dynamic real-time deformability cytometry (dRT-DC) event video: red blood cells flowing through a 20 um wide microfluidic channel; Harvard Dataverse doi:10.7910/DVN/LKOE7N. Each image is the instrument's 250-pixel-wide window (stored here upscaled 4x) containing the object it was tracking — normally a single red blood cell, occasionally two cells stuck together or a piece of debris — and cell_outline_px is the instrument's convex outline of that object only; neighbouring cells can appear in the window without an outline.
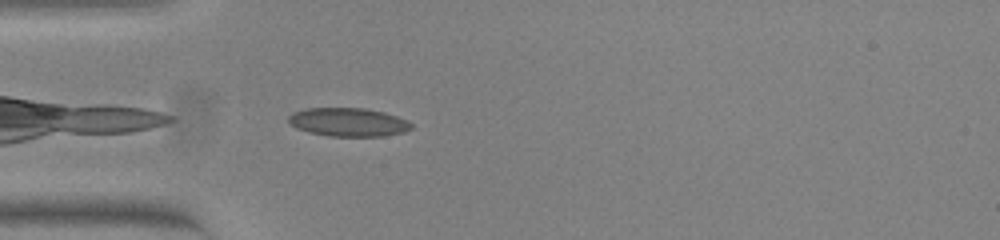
{"species": "common noctule bat (a hibernating species)", "species_latin": "Nyctalus noctula", "temperature_condition": "warm", "stored_images_in_passage": 39, "camera_frame_rate_fps": 3000, "um_per_image_px": 0.085, "animal": {"sex": "female", "body_mass_g": 23.0, "forearm_length_mm": 53.4}, "frame": {"image": 1, "passage_image": 1, "time_ms": 0.0, "image_size_px": [1000, 240], "cell_outline_px": [[412, 128], [404, 132], [384, 136], [328, 136], [308, 132], [296, 128], [288, 120], [288, 116], [292, 112], [304, 108], [364, 108], [384, 112], [408, 120], [412, 124]], "centroid_in_image_um": [29.6, 10.38], "position_along_channel_um": 55.4, "area_um2": 20.52}}
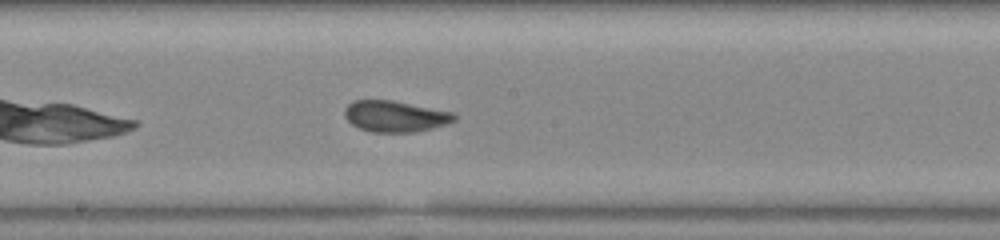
{"frame": {"image": 2, "passage_image": 14, "time_ms": 4.333, "image_size_px": [1000, 240], "cell_outline_px": [[456, 120], [432, 128], [412, 132], [372, 132], [360, 128], [352, 124], [344, 116], [344, 108], [352, 100], [392, 100], [452, 112], [456, 116]], "centroid_in_image_um": [33.54, 9.88], "position_along_channel_um": 214.7, "area_um2": 19.77}}
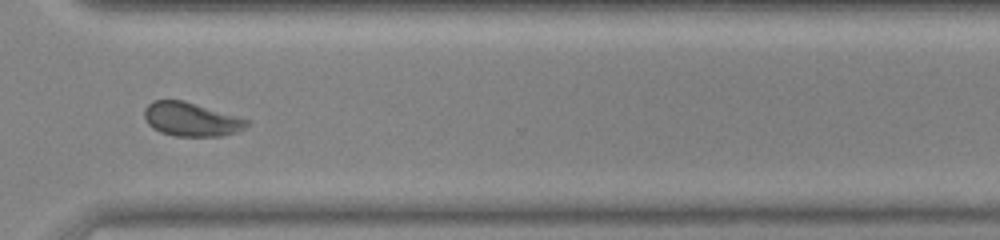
{"frame": {"image": 3, "passage_image": 25, "time_ms": 8.0, "image_size_px": [1000, 240], "cell_outline_px": [[252, 120], [244, 128], [236, 132], [220, 136], [176, 136], [160, 132], [152, 128], [148, 124], [144, 116], [144, 108], [152, 100], [184, 100]], "centroid_in_image_um": [16.25, 10.13], "position_along_channel_um": 354.4, "area_um2": 20.35}, "authors_computed_cell_mechanics": {"area_um2": 20.1722, "velocity_mm_per_s": 3.8005, "shape_relaxation_time_tau1_ms": 9.7699, "shape_relaxation_time_tau2_ms": 0.8879, "deformation_change_tau1": 0.1707, "deformation_change_tau2": 0.0547}}